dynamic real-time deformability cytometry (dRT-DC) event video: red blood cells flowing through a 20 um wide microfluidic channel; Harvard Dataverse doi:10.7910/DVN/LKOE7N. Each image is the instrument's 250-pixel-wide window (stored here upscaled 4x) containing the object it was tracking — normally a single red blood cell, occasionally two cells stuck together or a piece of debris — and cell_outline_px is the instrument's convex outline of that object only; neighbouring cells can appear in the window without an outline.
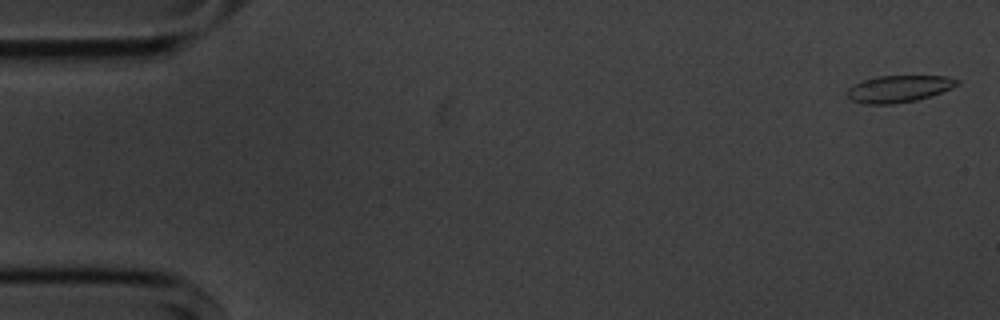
{"species": "common noctule bat (a hibernating species)", "species_latin": "Nyctalus noctula", "temperature_condition": "cold", "stored_images_in_passage": 56, "camera_frame_rate_fps": 3000, "um_per_image_px": 0.085, "animal": {"sex": "male", "body_mass_g": 20.1, "forearm_length_mm": 53.5}, "frame": {"image": 1, "passage_image": 2, "time_ms": 0.333, "image_size_px": [1000, 320], "cell_outline_px": [[960, 84], [952, 88], [916, 100], [892, 104], [864, 104], [852, 100], [848, 96], [848, 88], [864, 80], [876, 76], [948, 76], [960, 80]], "centroid_in_image_um": [76.43, 7.54], "position_along_channel_um": 8.6, "area_um2": 17.05}}
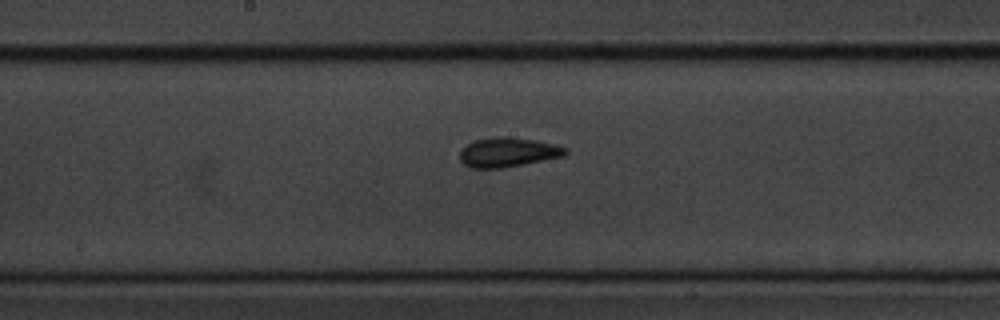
{"frame": {"image": 2, "passage_image": 29, "time_ms": 9.333, "image_size_px": [1000, 320], "cell_outline_px": [[568, 152], [564, 156], [504, 168], [468, 168], [460, 160], [460, 152], [468, 144], [476, 140], [496, 136], [508, 136], [536, 140], [568, 148]], "centroid_in_image_um": [43.18, 12.94], "position_along_channel_um": 205.0, "area_um2": 18.15}}
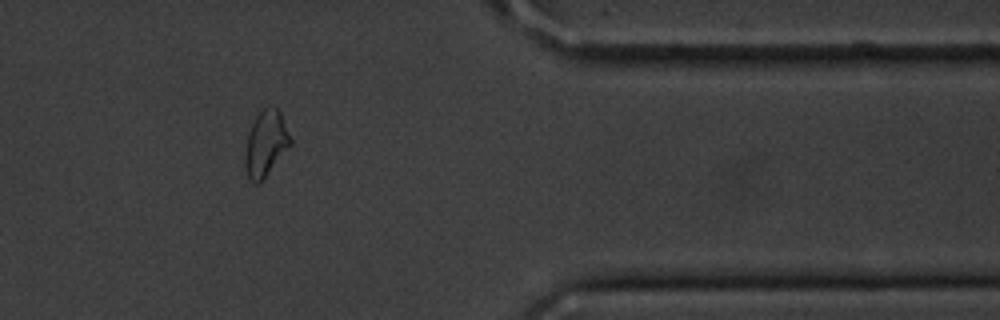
{"frame": {"image": 3, "passage_image": 46, "time_ms": 15.0, "image_size_px": [1000, 320], "cell_outline_px": [[292, 144], [260, 184], [252, 184], [248, 176], [244, 164], [244, 156], [248, 132], [256, 116], [264, 108], [272, 104], [276, 104], [280, 112], [292, 140]], "centroid_in_image_um": [22.59, 12.21], "position_along_channel_um": 388.8, "area_um2": 17.69}, "authors_computed_cell_mechanics": {"area_um2": 17.3111, "velocity_mm_per_s": 3.6073, "shape_relaxation_time_tau1_ms": null, "shape_relaxation_time_tau2_ms": 2.5486, "deformation_change_tau1": null, "deformation_change_tau2": 0.098}}